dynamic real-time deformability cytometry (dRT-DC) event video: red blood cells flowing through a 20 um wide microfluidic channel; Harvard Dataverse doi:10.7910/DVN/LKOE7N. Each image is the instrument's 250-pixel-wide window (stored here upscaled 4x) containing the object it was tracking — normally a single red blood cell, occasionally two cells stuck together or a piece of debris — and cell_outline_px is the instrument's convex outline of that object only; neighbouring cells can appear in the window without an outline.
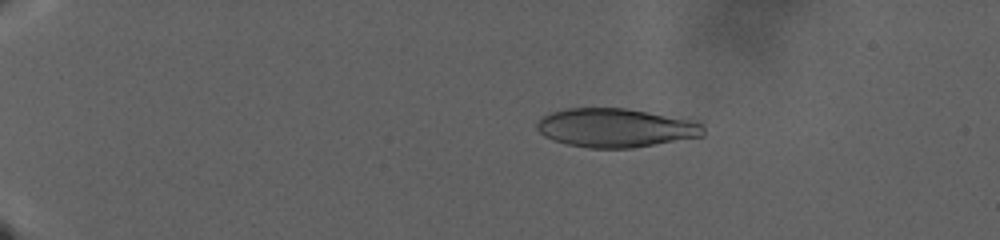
{"species": "human", "species_latin": "Homo sapiens", "temperature_condition": "warm", "stored_images_in_passage": 155, "camera_frame_rate_fps": 3000, "um_per_image_px": 0.085, "donor": {"sex": "male"}, "frame": {"image": 1, "passage_image": 35, "time_ms": 11.333, "image_size_px": [1000, 240], "cell_outline_px": [[704, 136], [632, 148], [588, 148], [568, 144], [552, 140], [544, 136], [536, 128], [536, 124], [540, 116], [564, 108], [624, 108], [696, 120], [704, 124]], "centroid_in_image_um": [52.33, 10.86], "position_along_channel_um": 32.7, "area_um2": 37.97}}
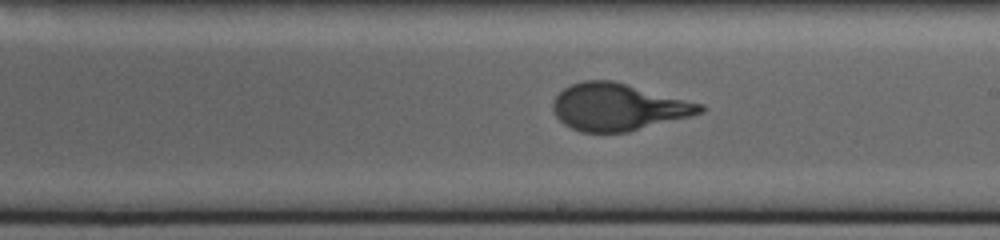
{"frame": {"image": 2, "passage_image": 100, "time_ms": 33.0, "image_size_px": [1000, 240], "cell_outline_px": [[708, 108], [704, 112], [628, 132], [580, 132], [564, 124], [552, 112], [552, 100], [564, 88], [572, 84], [584, 80], [612, 80], [704, 104]], "centroid_in_image_um": [52.53, 9.09], "position_along_channel_um": 236.5, "area_um2": 40.34}}
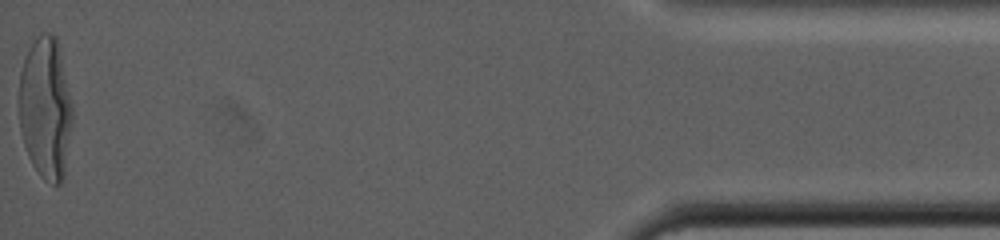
{"frame": {"image": 3, "passage_image": 155, "time_ms": 51.333, "image_size_px": [1000, 240], "cell_outline_px": [[72, 124], [64, 176], [60, 184], [52, 184], [44, 180], [40, 176], [32, 164], [28, 156], [20, 132], [16, 100], [20, 72], [28, 48], [40, 32], [48, 32], [56, 36], [72, 104]], "centroid_in_image_um": [3.83, 9.2], "position_along_channel_um": 431.4, "area_um2": 44.97}}